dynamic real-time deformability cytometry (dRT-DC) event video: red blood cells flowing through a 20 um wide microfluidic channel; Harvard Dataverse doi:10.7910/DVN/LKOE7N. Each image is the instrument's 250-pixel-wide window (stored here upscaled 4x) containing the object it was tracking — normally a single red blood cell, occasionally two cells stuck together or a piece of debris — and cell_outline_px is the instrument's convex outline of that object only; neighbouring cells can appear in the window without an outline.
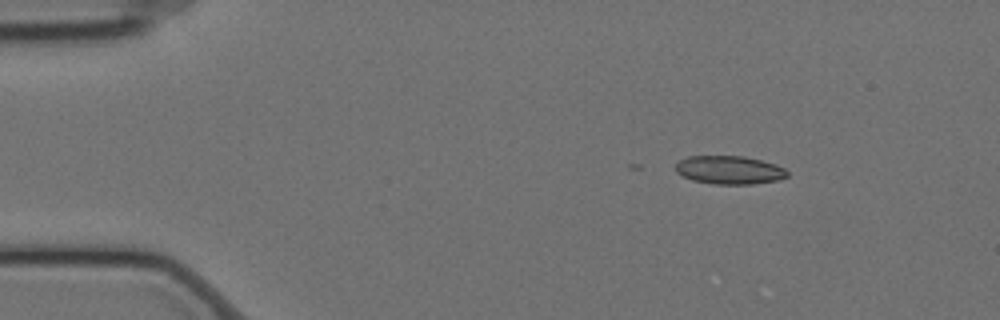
{"species": "Egyptian fruit bat (a non-hibernating species)", "species_latin": "Rousettus aegyptiacus", "temperature_condition": "cold", "stored_images_in_passage": 2, "camera_frame_rate_fps": 3000, "um_per_image_px": 0.085, "animal": {"sex": "female"}, "frame": {"image": 1, "passage_image": 2, "time_ms": 0.333, "image_size_px": [1000, 320], "cell_outline_px": [[788, 176], [776, 180], [752, 184], [716, 184], [692, 180], [676, 172], [676, 164], [680, 160], [688, 156], [744, 156], [776, 164], [784, 168], [788, 172]], "centroid_in_image_um": [62.0, 14.44], "position_along_channel_um": 23.0, "area_um2": 18.32}}